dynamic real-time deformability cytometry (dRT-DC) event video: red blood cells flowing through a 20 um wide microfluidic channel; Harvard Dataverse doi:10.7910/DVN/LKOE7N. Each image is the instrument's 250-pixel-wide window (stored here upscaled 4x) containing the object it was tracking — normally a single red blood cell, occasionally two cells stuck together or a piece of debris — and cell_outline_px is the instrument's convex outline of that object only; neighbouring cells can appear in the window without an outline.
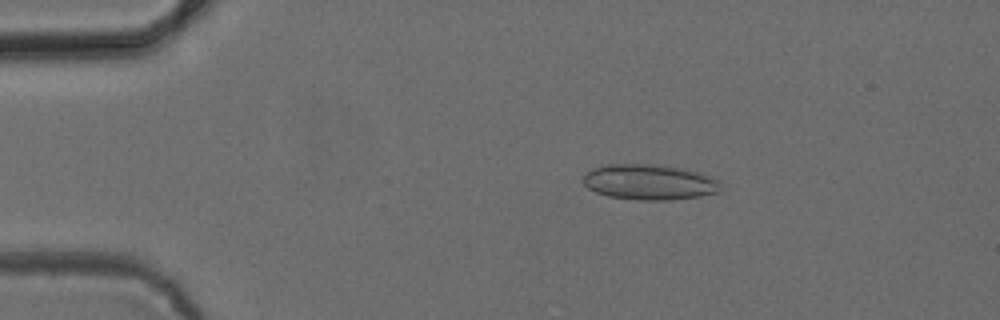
{"species": "common noctule bat (a hibernating species)", "species_latin": "Nyctalus noctula", "temperature_condition": "cold", "stored_images_in_passage": 36, "camera_frame_rate_fps": 3000, "um_per_image_px": 0.085, "animal": {"sex": "female", "body_mass_g": 24.6, "forearm_length_mm": 56.2}, "frame": {"image": 1, "passage_image": 10, "time_ms": 3.0, "image_size_px": [1000, 320], "cell_outline_px": [[720, 192], [700, 196], [668, 200], [640, 200], [608, 196], [596, 192], [588, 188], [584, 184], [584, 172], [592, 168], [608, 164], [648, 164], [684, 168], [704, 172], [720, 180]], "centroid_in_image_um": [55.24, 15.47], "position_along_channel_um": 29.8, "area_um2": 28.73}}
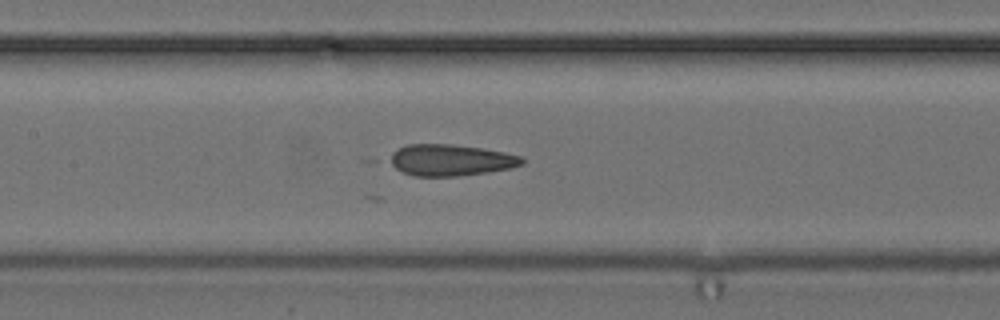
{"frame": {"image": 2, "passage_image": 25, "time_ms": 8.0, "image_size_px": [1000, 320], "cell_outline_px": [[524, 164], [512, 168], [488, 172], [456, 176], [412, 176], [396, 168], [384, 160], [392, 152], [408, 144], [452, 144], [484, 148], [524, 156]], "centroid_in_image_um": [38.3, 13.6], "position_along_channel_um": 169.1, "area_um2": 24.57}}
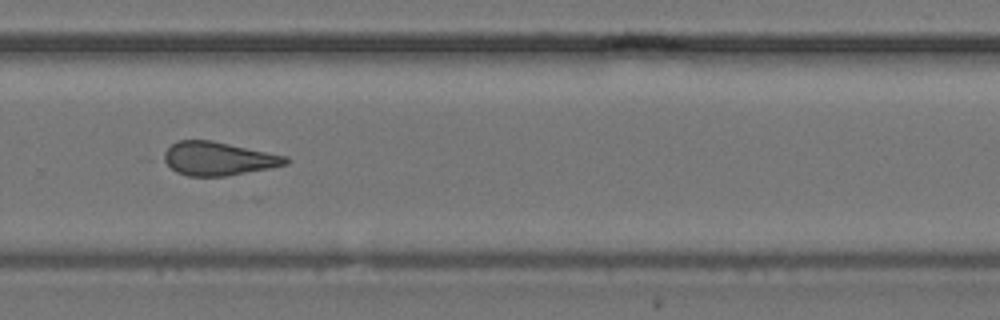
{"frame": {"image": 3, "passage_image": 36, "time_ms": 11.667, "image_size_px": [1000, 320], "cell_outline_px": [[292, 160], [288, 164], [272, 168], [228, 176], [188, 176], [176, 172], [164, 160], [164, 152], [176, 140], [212, 140], [288, 156]], "centroid_in_image_um": [18.61, 13.48], "position_along_channel_um": 311.2, "area_um2": 23.99}}